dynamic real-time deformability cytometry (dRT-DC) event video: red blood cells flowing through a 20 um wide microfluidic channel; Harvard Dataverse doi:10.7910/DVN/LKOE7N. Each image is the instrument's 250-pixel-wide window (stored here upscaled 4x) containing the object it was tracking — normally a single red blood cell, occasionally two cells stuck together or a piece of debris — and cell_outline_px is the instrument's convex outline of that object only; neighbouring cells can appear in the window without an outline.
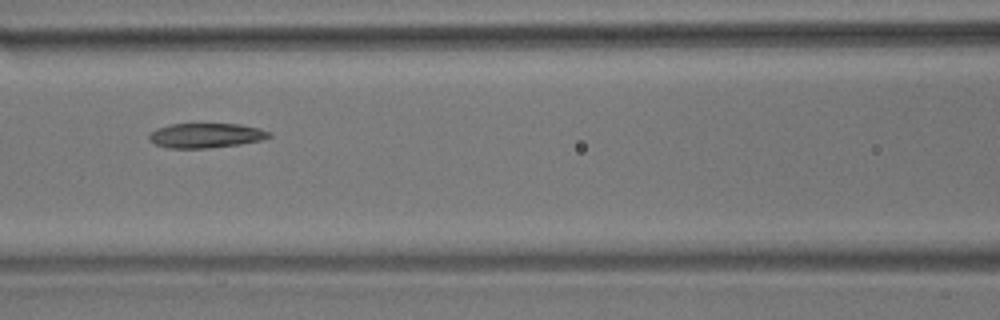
{"species": "common noctule bat (a hibernating species)", "species_latin": "Nyctalus noctula", "temperature_condition": "room temperature", "stored_images_in_passage": 5, "camera_frame_rate_fps": 3000, "um_per_image_px": 0.085, "animal": {"sex": "male", "body_mass_g": 17.9}, "frame": {"image": 1, "passage_image": 3, "time_ms": 2.333, "image_size_px": [1000, 320], "cell_outline_px": [[272, 136], [260, 140], [240, 144], [208, 148], [168, 148], [156, 144], [148, 140], [148, 136], [156, 128], [172, 124], [240, 124], [260, 128], [272, 132]], "centroid_in_image_um": [17.51, 11.51], "position_along_channel_um": 149.1, "area_um2": 17.28}}
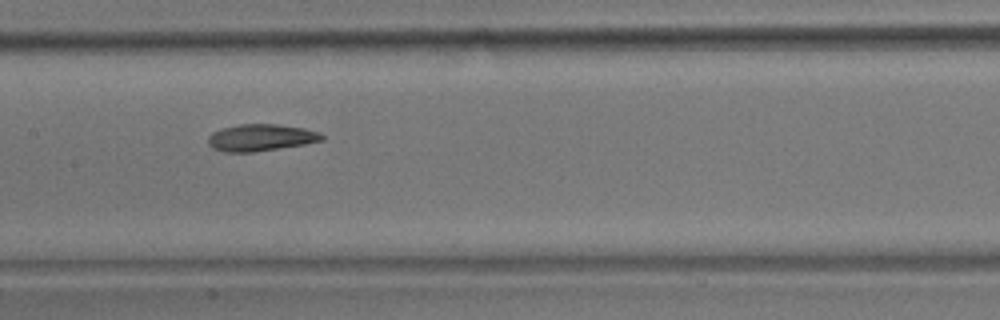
{"frame": {"image": 2, "passage_image": 4, "time_ms": 3.333, "image_size_px": [1000, 320], "cell_outline_px": [[324, 140], [304, 144], [252, 152], [224, 152], [212, 148], [208, 144], [208, 136], [212, 132], [220, 128], [240, 124], [276, 124], [304, 128], [320, 132], [324, 136]], "centroid_in_image_um": [22.14, 11.69], "position_along_channel_um": 185.3, "area_um2": 17.86}}